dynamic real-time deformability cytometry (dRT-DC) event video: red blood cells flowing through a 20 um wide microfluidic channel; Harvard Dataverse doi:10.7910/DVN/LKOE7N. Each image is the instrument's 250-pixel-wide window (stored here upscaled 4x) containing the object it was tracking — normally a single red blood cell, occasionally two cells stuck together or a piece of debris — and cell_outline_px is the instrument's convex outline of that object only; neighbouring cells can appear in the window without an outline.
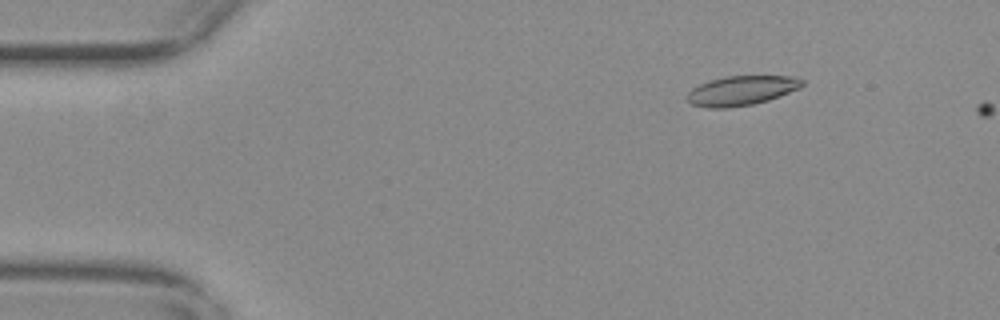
{"species": "common noctule bat (a hibernating species)", "species_latin": "Nyctalus noctula", "temperature_condition": "warm", "stored_images_in_passage": 4, "camera_frame_rate_fps": 3000, "um_per_image_px": 0.085, "animal": {"sex": "female", "body_mass_g": 29.2, "forearm_length_mm": 56.3}, "frame": {"image": 1, "passage_image": 2, "time_ms": 0.333, "image_size_px": [1000, 320], "cell_outline_px": [[804, 84], [800, 88], [780, 96], [768, 100], [752, 104], [728, 108], [708, 108], [692, 104], [688, 100], [688, 92], [692, 88], [700, 84], [724, 76], [788, 76], [804, 80]], "centroid_in_image_um": [63.04, 7.7], "position_along_channel_um": 22.0, "area_um2": 19.65}}